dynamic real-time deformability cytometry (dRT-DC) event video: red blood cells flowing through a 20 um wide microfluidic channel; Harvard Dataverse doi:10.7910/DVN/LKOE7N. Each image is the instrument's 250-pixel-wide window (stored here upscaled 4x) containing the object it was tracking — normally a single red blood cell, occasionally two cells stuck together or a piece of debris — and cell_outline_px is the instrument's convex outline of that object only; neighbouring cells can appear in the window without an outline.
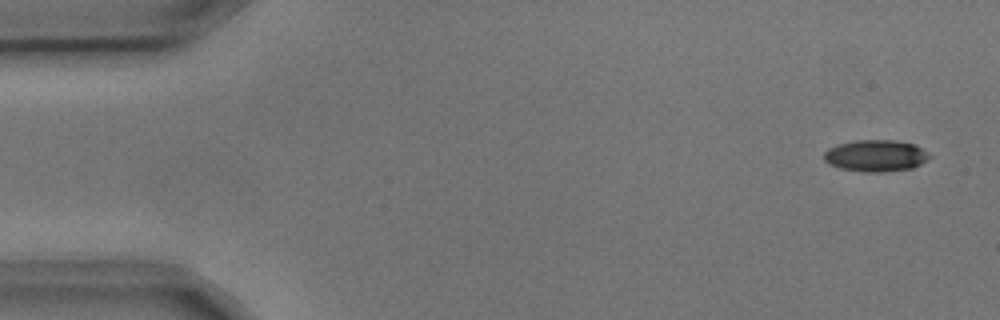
{"species": "common noctule bat (a hibernating species)", "species_latin": "Nyctalus noctula", "temperature_condition": "cold", "stored_images_in_passage": 4, "camera_frame_rate_fps": 3000, "um_per_image_px": 0.085, "animal": {"sex": "male", "body_mass_g": 17.9, "forearm_length_mm": 54.2}, "frame": {"image": 1, "passage_image": 1, "time_ms": 0.0, "image_size_px": [1000, 320], "cell_outline_px": [[932, 156], [920, 164], [912, 168], [880, 172], [864, 172], [840, 168], [828, 164], [824, 160], [824, 152], [828, 148], [840, 144], [856, 140], [896, 140], [916, 144]], "centroid_in_image_um": [74.44, 13.23], "position_along_channel_um": 10.6, "area_um2": 19.48}}